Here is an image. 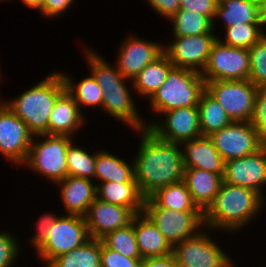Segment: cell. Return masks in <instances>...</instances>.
<instances>
[{
  "label": "cell",
  "instance_id": "cell-36",
  "mask_svg": "<svg viewBox=\"0 0 266 267\" xmlns=\"http://www.w3.org/2000/svg\"><path fill=\"white\" fill-rule=\"evenodd\" d=\"M249 51V80L257 87H266V34Z\"/></svg>",
  "mask_w": 266,
  "mask_h": 267
},
{
  "label": "cell",
  "instance_id": "cell-47",
  "mask_svg": "<svg viewBox=\"0 0 266 267\" xmlns=\"http://www.w3.org/2000/svg\"><path fill=\"white\" fill-rule=\"evenodd\" d=\"M181 1H182V0H174V2H179V3H180Z\"/></svg>",
  "mask_w": 266,
  "mask_h": 267
},
{
  "label": "cell",
  "instance_id": "cell-29",
  "mask_svg": "<svg viewBox=\"0 0 266 267\" xmlns=\"http://www.w3.org/2000/svg\"><path fill=\"white\" fill-rule=\"evenodd\" d=\"M101 239L90 238L83 245L56 257L47 267H101Z\"/></svg>",
  "mask_w": 266,
  "mask_h": 267
},
{
  "label": "cell",
  "instance_id": "cell-38",
  "mask_svg": "<svg viewBox=\"0 0 266 267\" xmlns=\"http://www.w3.org/2000/svg\"><path fill=\"white\" fill-rule=\"evenodd\" d=\"M142 258H130L108 248L101 240V267H140Z\"/></svg>",
  "mask_w": 266,
  "mask_h": 267
},
{
  "label": "cell",
  "instance_id": "cell-35",
  "mask_svg": "<svg viewBox=\"0 0 266 267\" xmlns=\"http://www.w3.org/2000/svg\"><path fill=\"white\" fill-rule=\"evenodd\" d=\"M68 176L94 178L96 154H88L84 149L71 143L66 151Z\"/></svg>",
  "mask_w": 266,
  "mask_h": 267
},
{
  "label": "cell",
  "instance_id": "cell-44",
  "mask_svg": "<svg viewBox=\"0 0 266 267\" xmlns=\"http://www.w3.org/2000/svg\"><path fill=\"white\" fill-rule=\"evenodd\" d=\"M140 267H180L175 261L174 256L166 255L162 257L144 258Z\"/></svg>",
  "mask_w": 266,
  "mask_h": 267
},
{
  "label": "cell",
  "instance_id": "cell-12",
  "mask_svg": "<svg viewBox=\"0 0 266 267\" xmlns=\"http://www.w3.org/2000/svg\"><path fill=\"white\" fill-rule=\"evenodd\" d=\"M209 137L225 161L253 154L265 145L251 122H232Z\"/></svg>",
  "mask_w": 266,
  "mask_h": 267
},
{
  "label": "cell",
  "instance_id": "cell-41",
  "mask_svg": "<svg viewBox=\"0 0 266 267\" xmlns=\"http://www.w3.org/2000/svg\"><path fill=\"white\" fill-rule=\"evenodd\" d=\"M73 0H43L42 7L39 9L46 17H56L64 10H67Z\"/></svg>",
  "mask_w": 266,
  "mask_h": 267
},
{
  "label": "cell",
  "instance_id": "cell-40",
  "mask_svg": "<svg viewBox=\"0 0 266 267\" xmlns=\"http://www.w3.org/2000/svg\"><path fill=\"white\" fill-rule=\"evenodd\" d=\"M218 0H182L179 9L190 10L200 15L207 16L214 22Z\"/></svg>",
  "mask_w": 266,
  "mask_h": 267
},
{
  "label": "cell",
  "instance_id": "cell-1",
  "mask_svg": "<svg viewBox=\"0 0 266 267\" xmlns=\"http://www.w3.org/2000/svg\"><path fill=\"white\" fill-rule=\"evenodd\" d=\"M141 144L134 159L135 180L139 190L149 197L158 188L183 180L184 164L179 143L158 138L148 128L140 130Z\"/></svg>",
  "mask_w": 266,
  "mask_h": 267
},
{
  "label": "cell",
  "instance_id": "cell-3",
  "mask_svg": "<svg viewBox=\"0 0 266 267\" xmlns=\"http://www.w3.org/2000/svg\"><path fill=\"white\" fill-rule=\"evenodd\" d=\"M88 52V53H87ZM91 74L99 84L103 93L102 107L108 114L129 124L135 130L148 128L141 121L138 111H136L133 99L127 89L125 77L117 68L111 67L94 51H86Z\"/></svg>",
  "mask_w": 266,
  "mask_h": 267
},
{
  "label": "cell",
  "instance_id": "cell-15",
  "mask_svg": "<svg viewBox=\"0 0 266 267\" xmlns=\"http://www.w3.org/2000/svg\"><path fill=\"white\" fill-rule=\"evenodd\" d=\"M165 124L149 123L148 129L158 138L181 144L184 141L192 140L201 137L200 118L198 107L177 108L167 112Z\"/></svg>",
  "mask_w": 266,
  "mask_h": 267
},
{
  "label": "cell",
  "instance_id": "cell-13",
  "mask_svg": "<svg viewBox=\"0 0 266 267\" xmlns=\"http://www.w3.org/2000/svg\"><path fill=\"white\" fill-rule=\"evenodd\" d=\"M174 38L176 40L174 39L171 45L163 48L169 61L174 67L202 73L208 62L211 48L218 37L214 34H200Z\"/></svg>",
  "mask_w": 266,
  "mask_h": 267
},
{
  "label": "cell",
  "instance_id": "cell-6",
  "mask_svg": "<svg viewBox=\"0 0 266 267\" xmlns=\"http://www.w3.org/2000/svg\"><path fill=\"white\" fill-rule=\"evenodd\" d=\"M46 137L41 142L32 138L29 152L24 164L36 170L53 182H59L68 176L66 151L72 143L67 135H37Z\"/></svg>",
  "mask_w": 266,
  "mask_h": 267
},
{
  "label": "cell",
  "instance_id": "cell-7",
  "mask_svg": "<svg viewBox=\"0 0 266 267\" xmlns=\"http://www.w3.org/2000/svg\"><path fill=\"white\" fill-rule=\"evenodd\" d=\"M206 91L221 105L233 122H250L258 87L248 80L205 81Z\"/></svg>",
  "mask_w": 266,
  "mask_h": 267
},
{
  "label": "cell",
  "instance_id": "cell-39",
  "mask_svg": "<svg viewBox=\"0 0 266 267\" xmlns=\"http://www.w3.org/2000/svg\"><path fill=\"white\" fill-rule=\"evenodd\" d=\"M19 245L7 232L0 233V267H11L18 255Z\"/></svg>",
  "mask_w": 266,
  "mask_h": 267
},
{
  "label": "cell",
  "instance_id": "cell-4",
  "mask_svg": "<svg viewBox=\"0 0 266 267\" xmlns=\"http://www.w3.org/2000/svg\"><path fill=\"white\" fill-rule=\"evenodd\" d=\"M65 90L61 73H52L11 102L3 103L34 135H49V115L57 97Z\"/></svg>",
  "mask_w": 266,
  "mask_h": 267
},
{
  "label": "cell",
  "instance_id": "cell-16",
  "mask_svg": "<svg viewBox=\"0 0 266 267\" xmlns=\"http://www.w3.org/2000/svg\"><path fill=\"white\" fill-rule=\"evenodd\" d=\"M223 181L262 196L261 186L266 184V145L253 154L225 161Z\"/></svg>",
  "mask_w": 266,
  "mask_h": 267
},
{
  "label": "cell",
  "instance_id": "cell-24",
  "mask_svg": "<svg viewBox=\"0 0 266 267\" xmlns=\"http://www.w3.org/2000/svg\"><path fill=\"white\" fill-rule=\"evenodd\" d=\"M215 17L224 19L225 28L238 23L266 24V12L257 0H221Z\"/></svg>",
  "mask_w": 266,
  "mask_h": 267
},
{
  "label": "cell",
  "instance_id": "cell-34",
  "mask_svg": "<svg viewBox=\"0 0 266 267\" xmlns=\"http://www.w3.org/2000/svg\"><path fill=\"white\" fill-rule=\"evenodd\" d=\"M262 25L266 24L238 23V25L227 27L225 28V41L221 42L229 46L249 49L265 35L261 31Z\"/></svg>",
  "mask_w": 266,
  "mask_h": 267
},
{
  "label": "cell",
  "instance_id": "cell-43",
  "mask_svg": "<svg viewBox=\"0 0 266 267\" xmlns=\"http://www.w3.org/2000/svg\"><path fill=\"white\" fill-rule=\"evenodd\" d=\"M150 6L167 19H170L179 9L180 3L174 0H148Z\"/></svg>",
  "mask_w": 266,
  "mask_h": 267
},
{
  "label": "cell",
  "instance_id": "cell-32",
  "mask_svg": "<svg viewBox=\"0 0 266 267\" xmlns=\"http://www.w3.org/2000/svg\"><path fill=\"white\" fill-rule=\"evenodd\" d=\"M65 90L72 96L75 102L80 106L83 104L85 106H101L103 103V93L99 84L96 82L93 75L90 77H85L79 82V84H74L69 76L62 74Z\"/></svg>",
  "mask_w": 266,
  "mask_h": 267
},
{
  "label": "cell",
  "instance_id": "cell-21",
  "mask_svg": "<svg viewBox=\"0 0 266 267\" xmlns=\"http://www.w3.org/2000/svg\"><path fill=\"white\" fill-rule=\"evenodd\" d=\"M134 232L142 259L172 254L171 244L144 212L134 215Z\"/></svg>",
  "mask_w": 266,
  "mask_h": 267
},
{
  "label": "cell",
  "instance_id": "cell-28",
  "mask_svg": "<svg viewBox=\"0 0 266 267\" xmlns=\"http://www.w3.org/2000/svg\"><path fill=\"white\" fill-rule=\"evenodd\" d=\"M159 207L174 211H201L184 180L158 188L149 196Z\"/></svg>",
  "mask_w": 266,
  "mask_h": 267
},
{
  "label": "cell",
  "instance_id": "cell-25",
  "mask_svg": "<svg viewBox=\"0 0 266 267\" xmlns=\"http://www.w3.org/2000/svg\"><path fill=\"white\" fill-rule=\"evenodd\" d=\"M96 198L119 206L128 207L134 214L143 212L145 196L136 182H103L97 186Z\"/></svg>",
  "mask_w": 266,
  "mask_h": 267
},
{
  "label": "cell",
  "instance_id": "cell-37",
  "mask_svg": "<svg viewBox=\"0 0 266 267\" xmlns=\"http://www.w3.org/2000/svg\"><path fill=\"white\" fill-rule=\"evenodd\" d=\"M251 124L266 145V87H258Z\"/></svg>",
  "mask_w": 266,
  "mask_h": 267
},
{
  "label": "cell",
  "instance_id": "cell-42",
  "mask_svg": "<svg viewBox=\"0 0 266 267\" xmlns=\"http://www.w3.org/2000/svg\"><path fill=\"white\" fill-rule=\"evenodd\" d=\"M57 217L53 214H44L38 222L37 234H34L32 238V243L35 249L46 239L48 236V231L55 222Z\"/></svg>",
  "mask_w": 266,
  "mask_h": 267
},
{
  "label": "cell",
  "instance_id": "cell-46",
  "mask_svg": "<svg viewBox=\"0 0 266 267\" xmlns=\"http://www.w3.org/2000/svg\"><path fill=\"white\" fill-rule=\"evenodd\" d=\"M260 4V7L266 12V0H257Z\"/></svg>",
  "mask_w": 266,
  "mask_h": 267
},
{
  "label": "cell",
  "instance_id": "cell-19",
  "mask_svg": "<svg viewBox=\"0 0 266 267\" xmlns=\"http://www.w3.org/2000/svg\"><path fill=\"white\" fill-rule=\"evenodd\" d=\"M181 144L185 146V152H182L184 168L206 170L223 178L225 160L220 156L209 136H201Z\"/></svg>",
  "mask_w": 266,
  "mask_h": 267
},
{
  "label": "cell",
  "instance_id": "cell-27",
  "mask_svg": "<svg viewBox=\"0 0 266 267\" xmlns=\"http://www.w3.org/2000/svg\"><path fill=\"white\" fill-rule=\"evenodd\" d=\"M103 182H136L134 163L132 167L117 156L100 151L96 153L95 175Z\"/></svg>",
  "mask_w": 266,
  "mask_h": 267
},
{
  "label": "cell",
  "instance_id": "cell-23",
  "mask_svg": "<svg viewBox=\"0 0 266 267\" xmlns=\"http://www.w3.org/2000/svg\"><path fill=\"white\" fill-rule=\"evenodd\" d=\"M184 182L194 203L204 213L217 195L223 178L198 168H184Z\"/></svg>",
  "mask_w": 266,
  "mask_h": 267
},
{
  "label": "cell",
  "instance_id": "cell-2",
  "mask_svg": "<svg viewBox=\"0 0 266 267\" xmlns=\"http://www.w3.org/2000/svg\"><path fill=\"white\" fill-rule=\"evenodd\" d=\"M263 198L252 189L222 181L214 201L204 212V226L235 231L260 211Z\"/></svg>",
  "mask_w": 266,
  "mask_h": 267
},
{
  "label": "cell",
  "instance_id": "cell-30",
  "mask_svg": "<svg viewBox=\"0 0 266 267\" xmlns=\"http://www.w3.org/2000/svg\"><path fill=\"white\" fill-rule=\"evenodd\" d=\"M202 136H210L233 121L221 105L205 90L197 105Z\"/></svg>",
  "mask_w": 266,
  "mask_h": 267
},
{
  "label": "cell",
  "instance_id": "cell-18",
  "mask_svg": "<svg viewBox=\"0 0 266 267\" xmlns=\"http://www.w3.org/2000/svg\"><path fill=\"white\" fill-rule=\"evenodd\" d=\"M131 36L119 49L118 71L128 79H134L149 63L163 53L156 42H150ZM156 43V44H155Z\"/></svg>",
  "mask_w": 266,
  "mask_h": 267
},
{
  "label": "cell",
  "instance_id": "cell-10",
  "mask_svg": "<svg viewBox=\"0 0 266 267\" xmlns=\"http://www.w3.org/2000/svg\"><path fill=\"white\" fill-rule=\"evenodd\" d=\"M250 74L249 51L246 48L214 42L208 62L201 73L205 81L248 80Z\"/></svg>",
  "mask_w": 266,
  "mask_h": 267
},
{
  "label": "cell",
  "instance_id": "cell-8",
  "mask_svg": "<svg viewBox=\"0 0 266 267\" xmlns=\"http://www.w3.org/2000/svg\"><path fill=\"white\" fill-rule=\"evenodd\" d=\"M90 239L85 218L66 214L57 217L46 239L36 248L48 266L56 257L80 247Z\"/></svg>",
  "mask_w": 266,
  "mask_h": 267
},
{
  "label": "cell",
  "instance_id": "cell-26",
  "mask_svg": "<svg viewBox=\"0 0 266 267\" xmlns=\"http://www.w3.org/2000/svg\"><path fill=\"white\" fill-rule=\"evenodd\" d=\"M173 67L163 52L132 80L134 89L143 96L151 97L165 83Z\"/></svg>",
  "mask_w": 266,
  "mask_h": 267
},
{
  "label": "cell",
  "instance_id": "cell-45",
  "mask_svg": "<svg viewBox=\"0 0 266 267\" xmlns=\"http://www.w3.org/2000/svg\"><path fill=\"white\" fill-rule=\"evenodd\" d=\"M23 2L31 7V8H35V9H40L42 7L43 4V0H23Z\"/></svg>",
  "mask_w": 266,
  "mask_h": 267
},
{
  "label": "cell",
  "instance_id": "cell-22",
  "mask_svg": "<svg viewBox=\"0 0 266 267\" xmlns=\"http://www.w3.org/2000/svg\"><path fill=\"white\" fill-rule=\"evenodd\" d=\"M83 116L78 104L64 90L57 97L49 115V135L71 136L84 123Z\"/></svg>",
  "mask_w": 266,
  "mask_h": 267
},
{
  "label": "cell",
  "instance_id": "cell-17",
  "mask_svg": "<svg viewBox=\"0 0 266 267\" xmlns=\"http://www.w3.org/2000/svg\"><path fill=\"white\" fill-rule=\"evenodd\" d=\"M134 213L125 206L95 199L84 216L90 238L101 239L108 232L131 223Z\"/></svg>",
  "mask_w": 266,
  "mask_h": 267
},
{
  "label": "cell",
  "instance_id": "cell-33",
  "mask_svg": "<svg viewBox=\"0 0 266 267\" xmlns=\"http://www.w3.org/2000/svg\"><path fill=\"white\" fill-rule=\"evenodd\" d=\"M101 240L108 248L119 252L123 256L142 258L134 232V217L130 224L108 232Z\"/></svg>",
  "mask_w": 266,
  "mask_h": 267
},
{
  "label": "cell",
  "instance_id": "cell-5",
  "mask_svg": "<svg viewBox=\"0 0 266 267\" xmlns=\"http://www.w3.org/2000/svg\"><path fill=\"white\" fill-rule=\"evenodd\" d=\"M206 82L201 73L173 67L165 83L150 97L152 109L167 112L177 108L196 107Z\"/></svg>",
  "mask_w": 266,
  "mask_h": 267
},
{
  "label": "cell",
  "instance_id": "cell-31",
  "mask_svg": "<svg viewBox=\"0 0 266 267\" xmlns=\"http://www.w3.org/2000/svg\"><path fill=\"white\" fill-rule=\"evenodd\" d=\"M173 23L174 36L212 34L214 22L207 16L190 10L178 9L169 19Z\"/></svg>",
  "mask_w": 266,
  "mask_h": 267
},
{
  "label": "cell",
  "instance_id": "cell-9",
  "mask_svg": "<svg viewBox=\"0 0 266 267\" xmlns=\"http://www.w3.org/2000/svg\"><path fill=\"white\" fill-rule=\"evenodd\" d=\"M143 212L152 220L171 246L194 237L198 234V228L204 225L202 211L165 209L159 207L150 197L145 198Z\"/></svg>",
  "mask_w": 266,
  "mask_h": 267
},
{
  "label": "cell",
  "instance_id": "cell-14",
  "mask_svg": "<svg viewBox=\"0 0 266 267\" xmlns=\"http://www.w3.org/2000/svg\"><path fill=\"white\" fill-rule=\"evenodd\" d=\"M33 134L5 104H0V153L8 160L25 162Z\"/></svg>",
  "mask_w": 266,
  "mask_h": 267
},
{
  "label": "cell",
  "instance_id": "cell-11",
  "mask_svg": "<svg viewBox=\"0 0 266 267\" xmlns=\"http://www.w3.org/2000/svg\"><path fill=\"white\" fill-rule=\"evenodd\" d=\"M172 255L180 267H233L232 259L201 231L173 245Z\"/></svg>",
  "mask_w": 266,
  "mask_h": 267
},
{
  "label": "cell",
  "instance_id": "cell-20",
  "mask_svg": "<svg viewBox=\"0 0 266 267\" xmlns=\"http://www.w3.org/2000/svg\"><path fill=\"white\" fill-rule=\"evenodd\" d=\"M61 185V198L70 215L85 216L89 206L96 199L97 185L88 178L67 176L57 182Z\"/></svg>",
  "mask_w": 266,
  "mask_h": 267
}]
</instances>
